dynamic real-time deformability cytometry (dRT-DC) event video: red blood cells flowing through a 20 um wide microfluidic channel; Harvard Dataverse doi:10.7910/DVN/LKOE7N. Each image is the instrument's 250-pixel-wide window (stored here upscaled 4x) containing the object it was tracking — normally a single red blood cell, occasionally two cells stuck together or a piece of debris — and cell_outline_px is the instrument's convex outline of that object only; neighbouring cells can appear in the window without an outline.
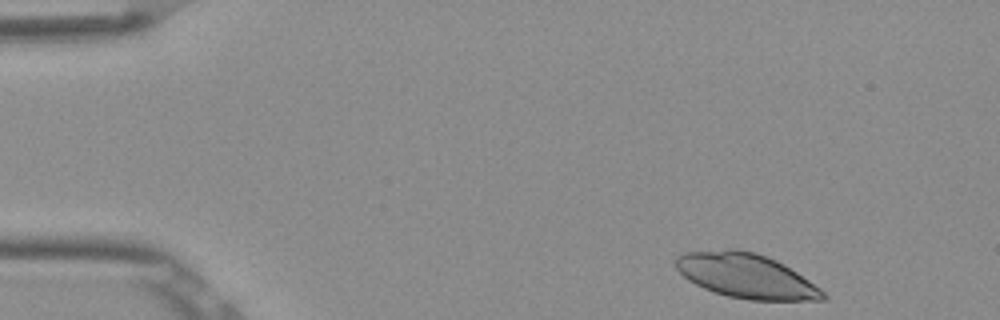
{"species": "Egyptian fruit bat (a non-hibernating species)", "species_latin": "Rousettus aegyptiacus", "temperature_condition": "room temperature", "stored_images_in_passage": 4, "camera_frame_rate_fps": 3000, "um_per_image_px": 0.085, "frame": {"image": 1, "passage_image": 1, "time_ms": 0.0, "image_size_px": [1000, 320], "cell_outline_px": [[828, 300], [748, 300], [728, 296], [704, 288], [688, 280], [676, 268], [676, 256], [684, 252], [728, 248], [736, 248], [756, 252], [776, 260], [784, 264], [820, 288], [828, 296]], "centroid_in_image_um": [63.42, 23.43], "position_along_channel_um": 21.6, "area_um2": 38.26}}